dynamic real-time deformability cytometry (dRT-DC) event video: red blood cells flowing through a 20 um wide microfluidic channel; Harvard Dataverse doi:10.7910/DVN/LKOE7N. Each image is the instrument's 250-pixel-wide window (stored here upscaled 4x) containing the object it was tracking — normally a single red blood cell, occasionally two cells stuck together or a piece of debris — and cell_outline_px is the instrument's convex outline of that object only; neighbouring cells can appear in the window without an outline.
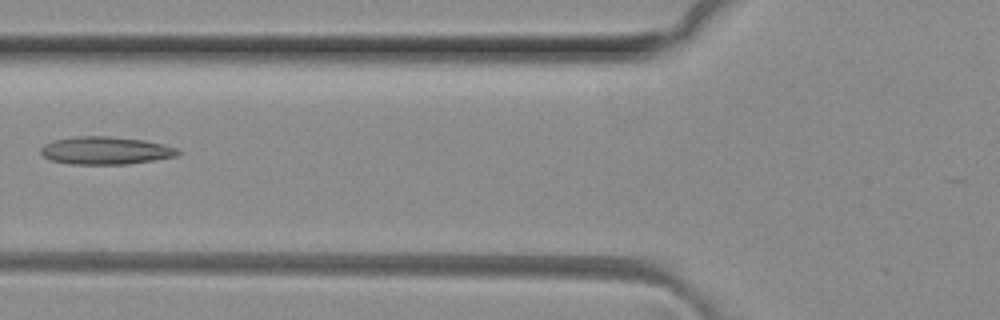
{"species": "common noctule bat (a hibernating species)", "species_latin": "Nyctalus noctula", "temperature_condition": "room temperature", "stored_images_in_passage": 8, "camera_frame_rate_fps": 3000, "um_per_image_px": 0.085, "animal": {"sex": "female", "body_mass_g": 29.2, "forearm_length_mm": 56.3}, "frame": {"image": 1, "passage_image": 6, "time_ms": 1.667, "image_size_px": [1000, 320], "cell_outline_px": [[180, 152], [176, 156], [128, 164], [68, 164], [52, 160], [44, 156], [40, 152], [40, 148], [44, 144], [52, 140], [76, 136], [108, 136], [144, 140], [164, 144], [176, 148]], "centroid_in_image_um": [8.94, 12.79], "position_along_channel_um": 116.9, "area_um2": 22.14}}
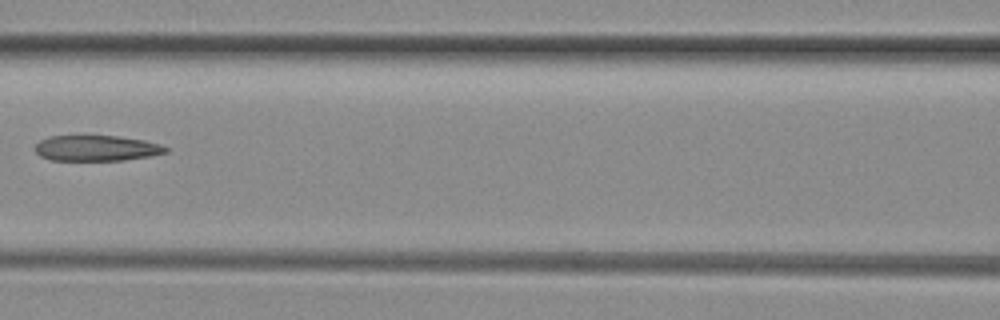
{"frame": {"image": 2, "passage_image": 7, "time_ms": 2.0, "image_size_px": [1000, 320], "cell_outline_px": [[168, 152], [152, 156], [124, 160], [52, 160], [40, 156], [36, 152], [36, 144], [40, 140], [48, 136], [116, 136], [144, 140], [160, 144], [168, 148]], "centroid_in_image_um": [8.22, 12.59], "position_along_channel_um": 158.4, "area_um2": 19.48}}
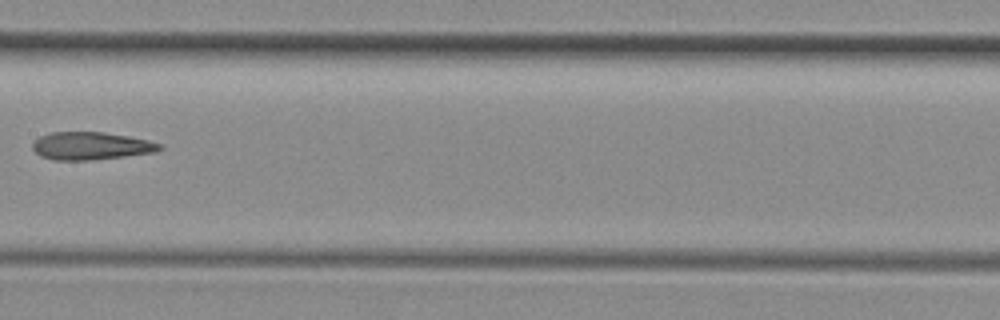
{"frame": {"image": 3, "passage_image": 8, "time_ms": 2.333, "image_size_px": [1000, 320], "cell_outline_px": [[164, 148], [156, 152], [92, 160], [52, 160], [40, 156], [32, 148], [32, 144], [40, 136], [52, 132], [104, 132], [128, 136], [148, 140], [164, 144]], "centroid_in_image_um": [7.76, 12.4], "position_along_channel_um": 199.6, "area_um2": 20.63}}